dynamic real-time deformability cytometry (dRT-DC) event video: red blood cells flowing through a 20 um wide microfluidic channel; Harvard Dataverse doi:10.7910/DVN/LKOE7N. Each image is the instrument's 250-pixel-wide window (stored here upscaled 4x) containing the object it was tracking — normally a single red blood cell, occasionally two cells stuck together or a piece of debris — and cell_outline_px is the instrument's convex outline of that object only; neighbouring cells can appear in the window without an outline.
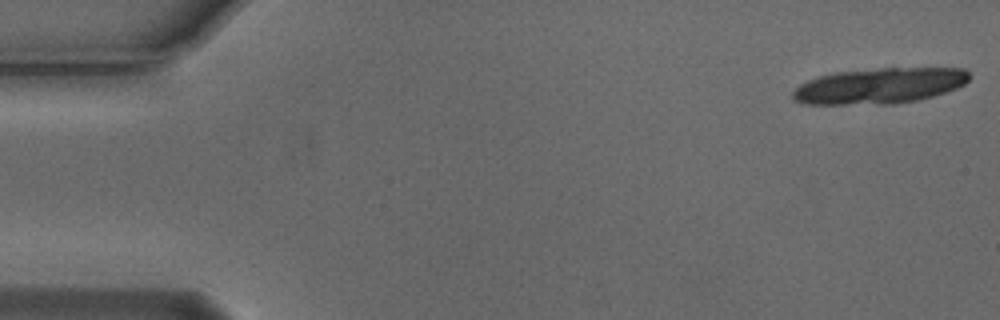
{"species": "Egyptian fruit bat (a non-hibernating species)", "species_latin": "Rousettus aegyptiacus", "temperature_condition": "cold", "stored_images_in_passage": 12, "camera_frame_rate_fps": 3000, "um_per_image_px": 0.085, "animal": {"sex": "male"}, "frame": {"image": 1, "passage_image": 1, "time_ms": 0.0, "image_size_px": [1000, 320], "cell_outline_px": [[968, 80], [964, 84], [956, 88], [932, 96], [916, 100], [892, 104], [804, 104], [792, 100], [792, 92], [800, 84], [808, 80], [832, 72], [880, 68], [964, 68], [968, 72]], "centroid_in_image_um": [74.71, 7.29], "position_along_channel_um": 10.3, "area_um2": 36.7}}